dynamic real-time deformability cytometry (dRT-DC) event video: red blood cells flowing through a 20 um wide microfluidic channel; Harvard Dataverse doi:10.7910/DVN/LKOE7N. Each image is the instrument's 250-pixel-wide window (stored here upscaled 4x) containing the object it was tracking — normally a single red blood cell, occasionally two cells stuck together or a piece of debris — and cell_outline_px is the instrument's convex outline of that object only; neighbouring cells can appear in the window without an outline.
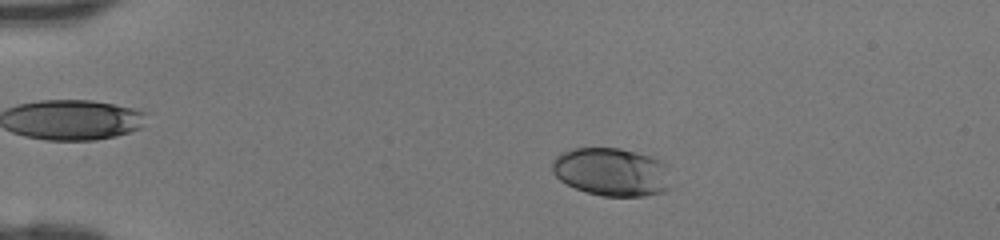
{"species": "human", "species_latin": "Homo sapiens", "temperature_condition": "room temperature", "stored_images_in_passage": 44, "camera_frame_rate_fps": 3000, "um_per_image_px": 0.085, "donor": {"sex": "female"}, "frame": {"image": 1, "passage_image": 8, "time_ms": 2.333, "image_size_px": [1000, 240], "cell_outline_px": [[672, 188], [664, 192], [644, 196], [604, 196], [584, 192], [560, 180], [552, 172], [552, 160], [556, 156], [572, 148], [620, 148], [652, 156], [664, 160], [668, 164]], "centroid_in_image_um": [52.06, 14.61], "position_along_channel_um": 32.9, "area_um2": 34.04}}
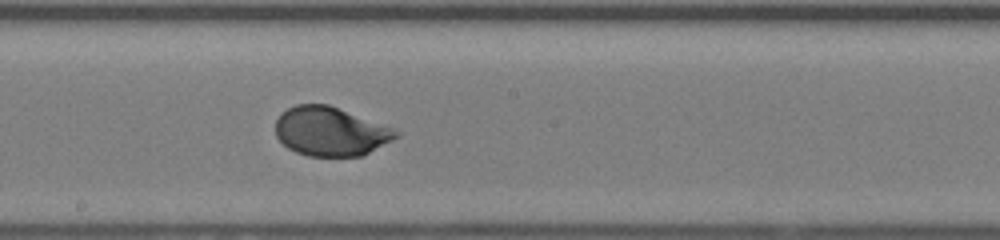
{"frame": {"image": 2, "passage_image": 25, "time_ms": 8.0, "image_size_px": [1000, 240], "cell_outline_px": [[400, 136], [364, 156], [308, 156], [296, 152], [288, 148], [276, 136], [276, 120], [288, 108], [296, 104], [328, 104], [396, 128], [400, 132]], "centroid_in_image_um": [28.15, 11.18], "position_along_channel_um": 220.1, "area_um2": 34.62}}
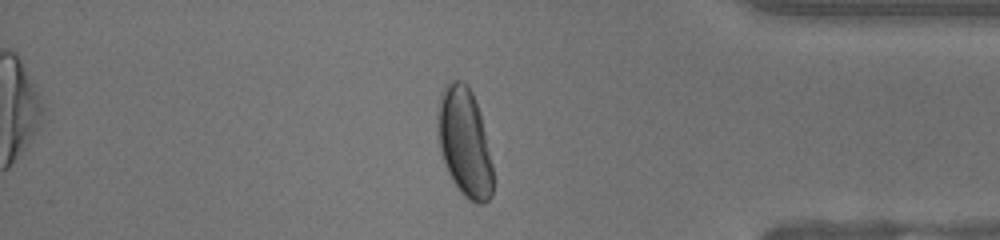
{"frame": {"image": 3, "passage_image": 38, "time_ms": 12.333, "image_size_px": [1000, 240], "cell_outline_px": [[496, 180], [492, 196], [484, 204], [476, 204], [464, 196], [460, 192], [452, 180], [448, 172], [440, 152], [436, 124], [436, 116], [440, 96], [444, 84], [448, 80], [460, 80], [468, 84], [472, 92], [480, 112]], "centroid_in_image_um": [39.49, 12.11], "position_along_channel_um": 395.7, "area_um2": 35.89}}